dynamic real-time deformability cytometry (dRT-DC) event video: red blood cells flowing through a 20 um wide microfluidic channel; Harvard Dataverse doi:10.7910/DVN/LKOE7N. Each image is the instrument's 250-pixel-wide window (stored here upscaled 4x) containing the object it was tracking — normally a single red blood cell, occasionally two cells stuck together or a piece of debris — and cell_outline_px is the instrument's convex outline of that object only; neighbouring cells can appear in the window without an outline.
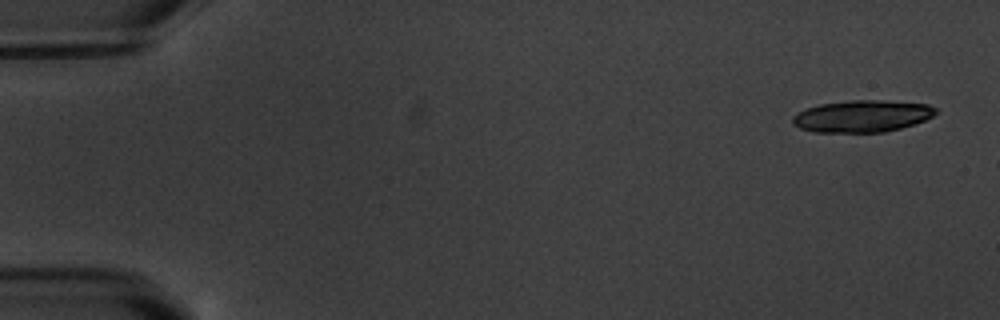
{"species": "common noctule bat (a hibernating species)", "species_latin": "Nyctalus noctula", "temperature_condition": "warm", "stored_images_in_passage": 3, "camera_frame_rate_fps": 3000, "um_per_image_px": 0.085, "animal": {"sex": "male", "body_mass_g": 20.1, "forearm_length_mm": 53.5}, "frame": {"image": 1, "passage_image": 1, "time_ms": 0.0, "image_size_px": [1000, 320], "cell_outline_px": [[936, 112], [932, 116], [924, 120], [900, 128], [884, 132], [812, 132], [800, 128], [792, 124], [792, 116], [808, 108], [820, 104], [852, 100], [880, 100], [928, 104], [936, 108]], "centroid_in_image_um": [73.26, 9.87], "position_along_channel_um": 11.7, "area_um2": 26.41}}